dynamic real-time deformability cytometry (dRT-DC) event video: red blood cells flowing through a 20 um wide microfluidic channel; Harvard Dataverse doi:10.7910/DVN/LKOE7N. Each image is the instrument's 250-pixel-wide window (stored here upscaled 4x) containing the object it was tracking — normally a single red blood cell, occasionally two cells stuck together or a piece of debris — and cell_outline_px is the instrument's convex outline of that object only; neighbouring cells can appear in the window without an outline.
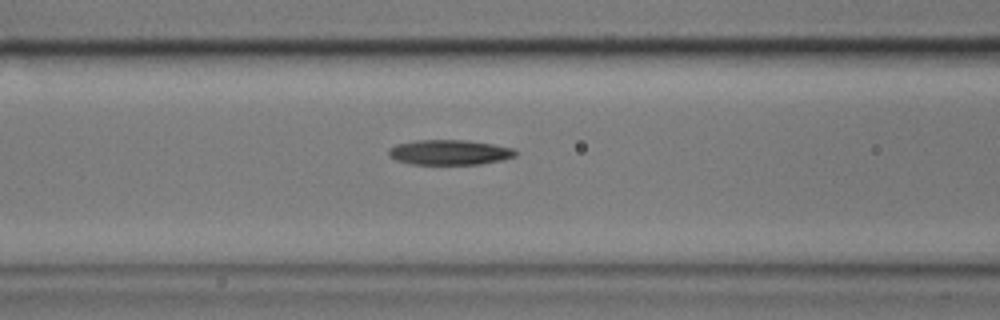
{"species": "common noctule bat (a hibernating species)", "species_latin": "Nyctalus noctula", "temperature_condition": "cold", "stored_images_in_passage": 32, "camera_frame_rate_fps": 3000, "um_per_image_px": 0.085, "animal": {"sex": "male", "body_mass_g": 17.9}, "frame": {"image": 1, "passage_image": 8, "time_ms": 2.333, "image_size_px": [1000, 320], "cell_outline_px": [[516, 156], [504, 160], [480, 164], [412, 164], [396, 160], [388, 156], [388, 148], [396, 144], [416, 140], [464, 140], [492, 144], [512, 148], [516, 152]], "centroid_in_image_um": [38.18, 12.95], "position_along_channel_um": 128.4, "area_um2": 18.55}}
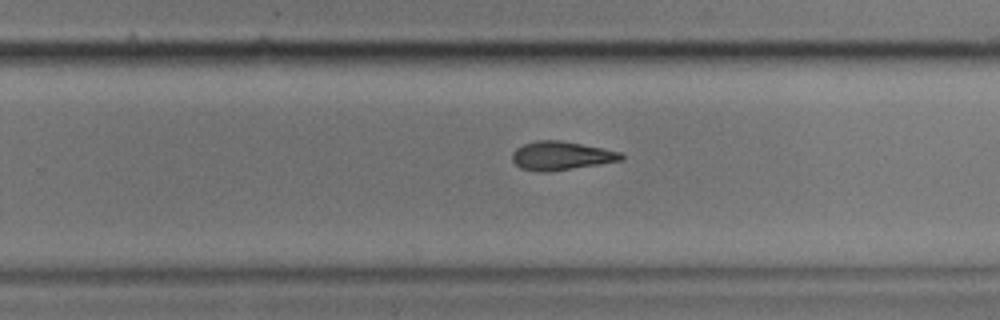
{"frame": {"image": 2, "passage_image": 21, "time_ms": 6.667, "image_size_px": [1000, 320], "cell_outline_px": [[624, 160], [600, 164], [548, 172], [540, 172], [520, 168], [512, 160], [512, 152], [516, 148], [524, 144], [536, 140], [560, 140], [604, 148], [620, 152], [624, 156]], "centroid_in_image_um": [47.7, 13.24], "position_along_channel_um": 282.1, "area_um2": 18.26}}
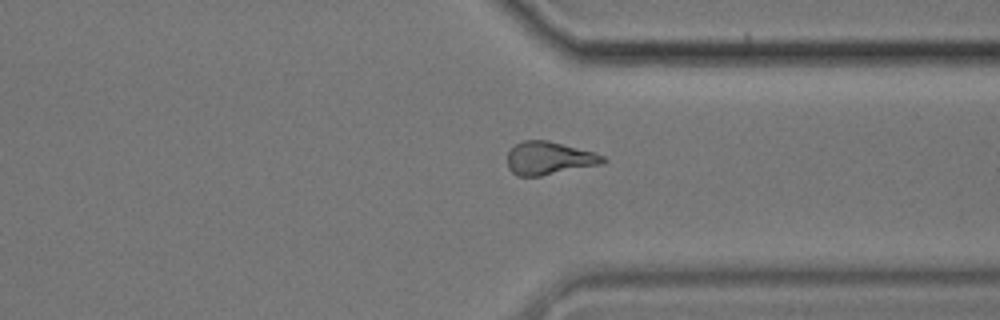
{"frame": {"image": 3, "passage_image": 28, "time_ms": 9.0, "image_size_px": [1000, 320], "cell_outline_px": [[608, 160], [604, 164], [540, 176], [516, 176], [508, 168], [508, 152], [516, 144], [524, 140], [548, 140], [596, 152], [604, 156]], "centroid_in_image_um": [46.72, 13.45], "position_along_channel_um": 364.7, "area_um2": 18.61}}